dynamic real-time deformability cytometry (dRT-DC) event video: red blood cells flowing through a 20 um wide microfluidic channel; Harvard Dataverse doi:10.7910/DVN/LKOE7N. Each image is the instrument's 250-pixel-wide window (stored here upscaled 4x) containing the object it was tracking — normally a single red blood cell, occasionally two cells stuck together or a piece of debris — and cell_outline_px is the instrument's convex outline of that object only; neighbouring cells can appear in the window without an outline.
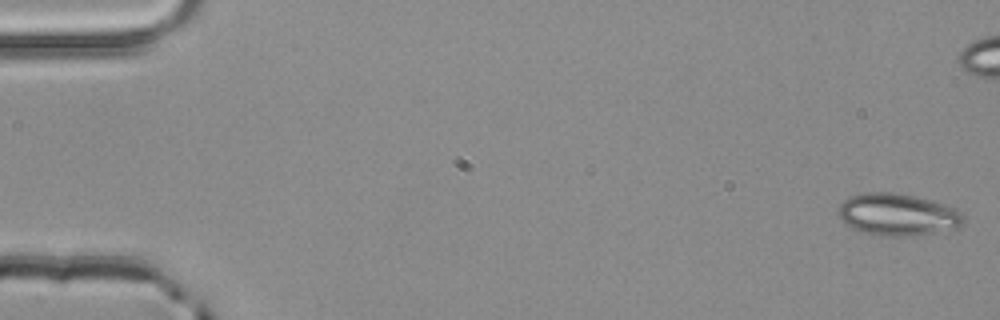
{"species": "common noctule bat (a hibernating species)", "species_latin": "Nyctalus noctula", "temperature_condition": "room temperature", "stored_images_in_passage": 5, "camera_frame_rate_fps": 3000, "um_per_image_px": 0.085, "animal": {"sex": "male", "body_mass_g": 20.4}, "frame": {"image": 1, "passage_image": 1, "time_ms": 0.0, "image_size_px": [1000, 320], "cell_outline_px": [[964, 224], [956, 228], [932, 232], [904, 236], [884, 236], [852, 228], [836, 212], [840, 204], [848, 196], [864, 192], [892, 192], [916, 196], [944, 204], [956, 208], [964, 212]], "centroid_in_image_um": [76.32, 18.21], "position_along_channel_um": 8.7, "area_um2": 30.52}}